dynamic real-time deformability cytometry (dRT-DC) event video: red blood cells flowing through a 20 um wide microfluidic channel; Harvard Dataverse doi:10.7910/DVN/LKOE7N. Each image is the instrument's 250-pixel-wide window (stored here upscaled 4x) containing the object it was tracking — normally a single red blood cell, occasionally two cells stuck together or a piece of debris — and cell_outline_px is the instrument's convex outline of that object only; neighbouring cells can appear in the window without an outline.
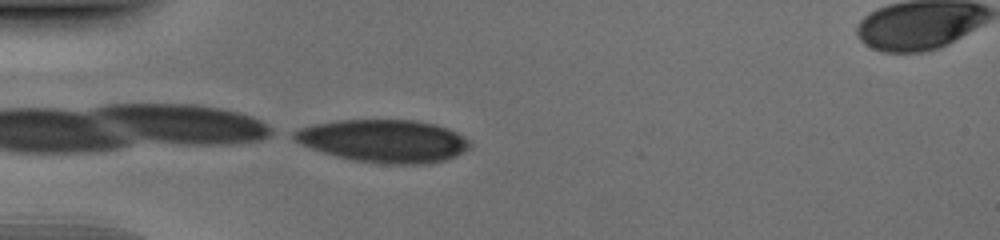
{"species": "human", "species_latin": "Homo sapiens", "temperature_condition": "cold", "stored_images_in_passage": 9, "camera_frame_rate_fps": 3000, "um_per_image_px": 0.085, "donor": {"sex": "male"}, "frame": {"image": 1, "passage_image": 9, "time_ms": 2.667, "image_size_px": [1000, 240], "cell_outline_px": [[468, 148], [464, 152], [456, 156], [444, 160], [424, 164], [388, 164], [352, 160], [336, 156], [300, 144], [292, 136], [292, 132], [300, 128], [316, 124], [340, 120], [416, 120], [448, 128], [464, 136], [468, 140]], "centroid_in_image_um": [32.62, 11.98], "position_along_channel_um": 52.4, "area_um2": 43.47}}